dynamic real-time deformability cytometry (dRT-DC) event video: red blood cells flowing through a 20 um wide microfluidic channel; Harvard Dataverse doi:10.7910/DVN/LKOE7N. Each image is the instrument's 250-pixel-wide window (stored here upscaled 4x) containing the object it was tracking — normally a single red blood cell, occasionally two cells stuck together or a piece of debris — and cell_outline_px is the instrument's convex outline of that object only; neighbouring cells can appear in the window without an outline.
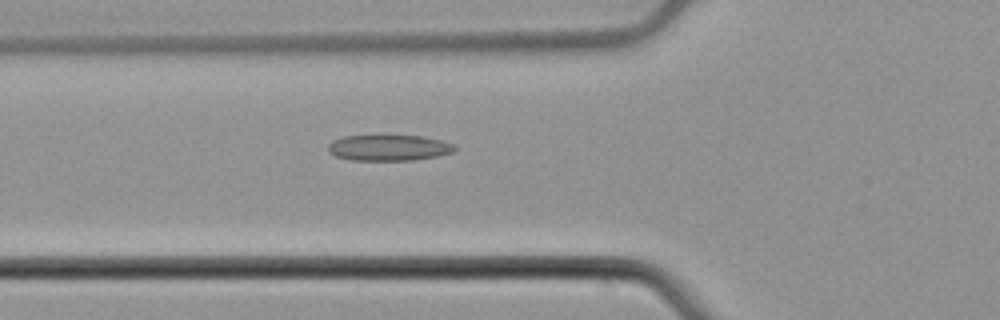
{"species": "common noctule bat (a hibernating species)", "species_latin": "Nyctalus noctula", "temperature_condition": "cold", "stored_images_in_passage": 51, "camera_frame_rate_fps": 3000, "um_per_image_px": 0.085, "animal": {"sex": "male", "body_mass_g": 21.5, "forearm_length_mm": 52.0}, "frame": {"image": 1, "passage_image": 19, "time_ms": 6.0, "image_size_px": [1000, 320], "cell_outline_px": [[456, 148], [452, 152], [436, 156], [412, 160], [352, 160], [336, 156], [328, 152], [328, 144], [332, 140], [344, 136], [380, 132], [420, 136], [440, 140], [452, 144]], "centroid_in_image_um": [32.96, 12.5], "position_along_channel_um": 92.8, "area_um2": 19.94}}
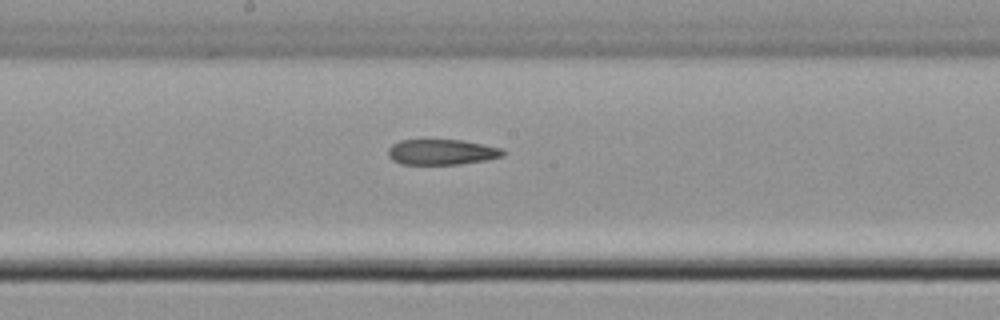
{"frame": {"image": 2, "passage_image": 28, "time_ms": 9.0, "image_size_px": [1000, 320], "cell_outline_px": [[504, 156], [488, 160], [460, 164], [400, 164], [392, 160], [388, 156], [388, 148], [392, 144], [400, 140], [464, 140], [500, 148], [504, 152]], "centroid_in_image_um": [37.53, 12.93], "position_along_channel_um": 210.7, "area_um2": 17.11}}
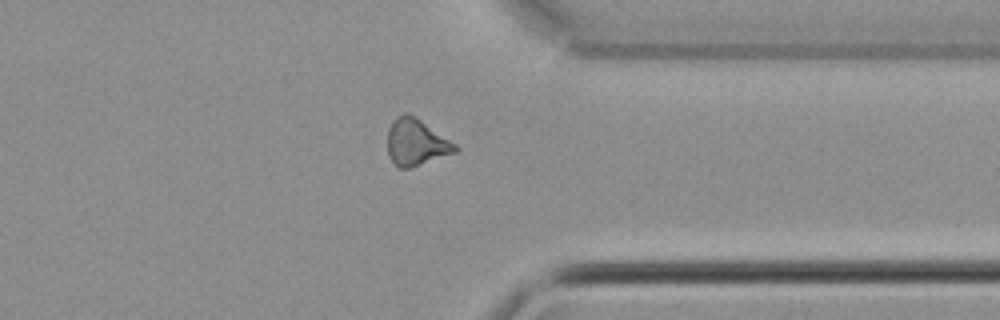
{"frame": {"image": 3, "passage_image": 41, "time_ms": 13.333, "image_size_px": [1000, 320], "cell_outline_px": [[460, 148], [456, 152], [408, 168], [400, 168], [388, 156], [388, 128], [392, 120], [396, 116], [404, 112], [408, 112], [416, 116], [456, 144]], "centroid_in_image_um": [35.36, 12.05], "position_along_channel_um": 376.0, "area_um2": 18.38}}